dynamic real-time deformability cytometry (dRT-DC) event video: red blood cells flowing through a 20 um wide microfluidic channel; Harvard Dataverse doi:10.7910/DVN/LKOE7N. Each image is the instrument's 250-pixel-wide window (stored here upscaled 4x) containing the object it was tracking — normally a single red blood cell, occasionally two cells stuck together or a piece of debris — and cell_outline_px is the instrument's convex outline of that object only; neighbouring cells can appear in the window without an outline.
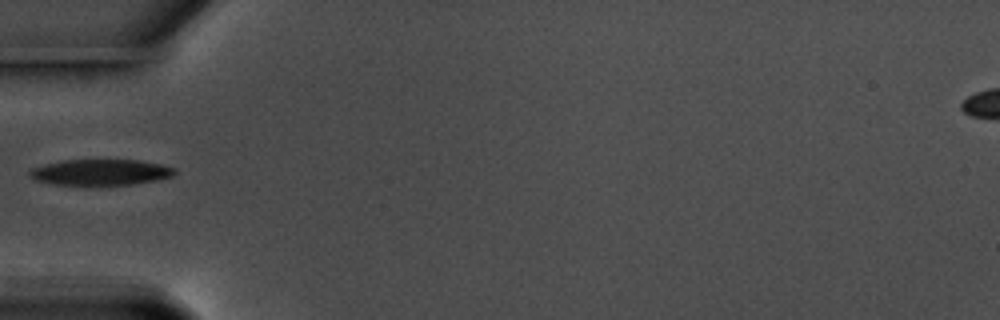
{"species": "common noctule bat (a hibernating species)", "species_latin": "Nyctalus noctula", "temperature_condition": "warm", "stored_images_in_passage": 14, "camera_frame_rate_fps": 3000, "um_per_image_px": 0.085, "animal": {"sex": "male", "body_mass_g": 17.5, "forearm_length_mm": 52.3}, "frame": {"image": 1, "passage_image": 1, "time_ms": 0.0, "image_size_px": [1000, 320], "cell_outline_px": [[176, 172], [172, 176], [156, 180], [132, 184], [56, 184], [36, 180], [28, 172], [32, 168], [64, 160], [136, 160], [160, 164], [176, 168]], "centroid_in_image_um": [8.6, 14.63], "position_along_channel_um": 76.4, "area_um2": 21.33}}
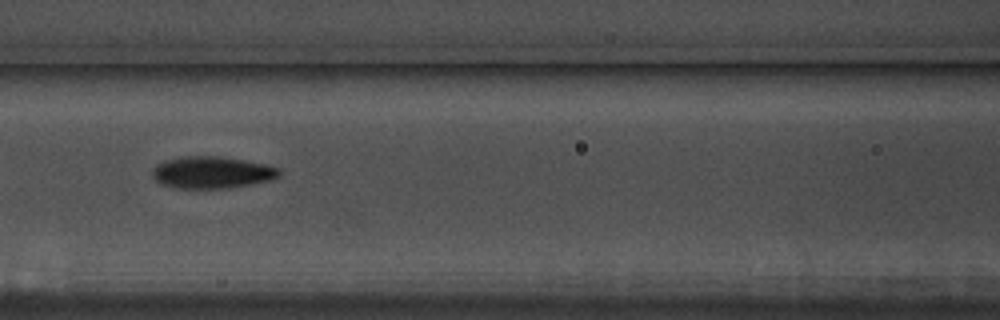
{"frame": {"image": 2, "passage_image": 7, "time_ms": 2.0, "image_size_px": [1000, 320], "cell_outline_px": [[280, 176], [268, 180], [228, 188], [176, 188], [160, 184], [152, 176], [152, 168], [156, 164], [168, 160], [184, 156], [220, 156], [244, 160], [264, 164], [280, 168]], "centroid_in_image_um": [17.98, 14.65], "position_along_channel_um": 148.6, "area_um2": 23.47}}
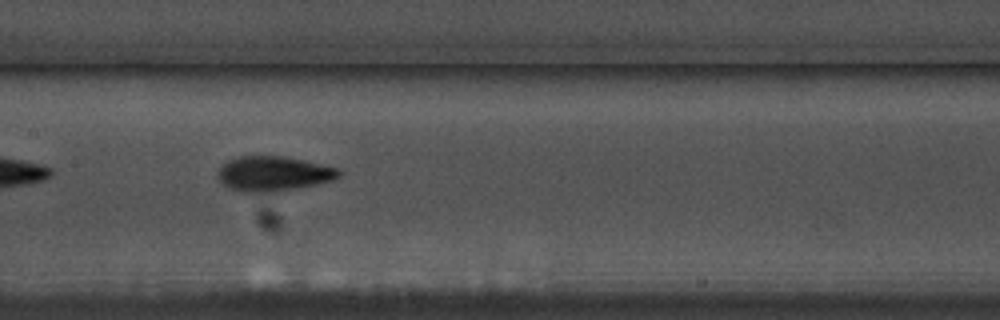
{"frame": {"image": 3, "passage_image": 10, "time_ms": 3.0, "image_size_px": [1000, 320], "cell_outline_px": [[340, 176], [332, 180], [316, 184], [276, 192], [240, 192], [228, 188], [216, 176], [220, 168], [228, 160], [240, 156], [280, 156], [304, 160], [336, 168], [340, 172]], "centroid_in_image_um": [23.2, 14.77], "position_along_channel_um": 184.2, "area_um2": 24.39}}